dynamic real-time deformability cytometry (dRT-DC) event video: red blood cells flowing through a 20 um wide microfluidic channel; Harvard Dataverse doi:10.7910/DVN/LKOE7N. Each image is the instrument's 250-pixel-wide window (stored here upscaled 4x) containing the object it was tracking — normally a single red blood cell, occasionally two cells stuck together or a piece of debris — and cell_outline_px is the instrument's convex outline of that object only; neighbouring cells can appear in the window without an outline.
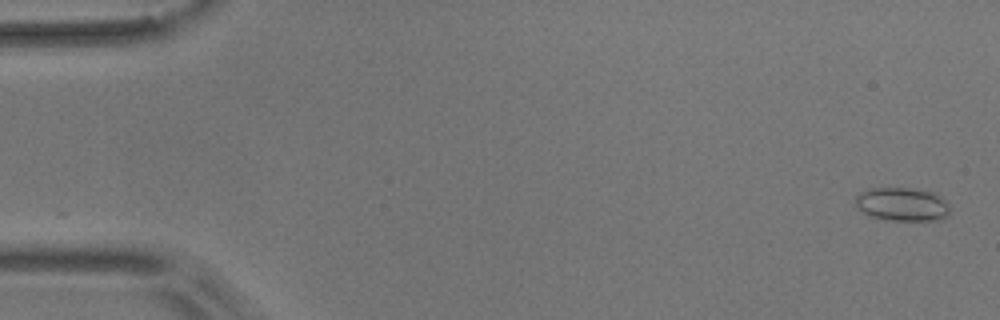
{"species": "common noctule bat (a hibernating species)", "species_latin": "Nyctalus noctula", "temperature_condition": "room temperature", "stored_images_in_passage": 8, "camera_frame_rate_fps": 3000, "um_per_image_px": 0.085, "animal": {"sex": "male", "body_mass_g": 17.9}, "frame": {"image": 1, "passage_image": 2, "time_ms": 0.333, "image_size_px": [1000, 320], "cell_outline_px": [[948, 216], [940, 220], [888, 220], [868, 216], [856, 208], [856, 196], [860, 192], [868, 188], [912, 188], [936, 192], [948, 204]], "centroid_in_image_um": [76.66, 17.36], "position_along_channel_um": 8.3, "area_um2": 18.67}}